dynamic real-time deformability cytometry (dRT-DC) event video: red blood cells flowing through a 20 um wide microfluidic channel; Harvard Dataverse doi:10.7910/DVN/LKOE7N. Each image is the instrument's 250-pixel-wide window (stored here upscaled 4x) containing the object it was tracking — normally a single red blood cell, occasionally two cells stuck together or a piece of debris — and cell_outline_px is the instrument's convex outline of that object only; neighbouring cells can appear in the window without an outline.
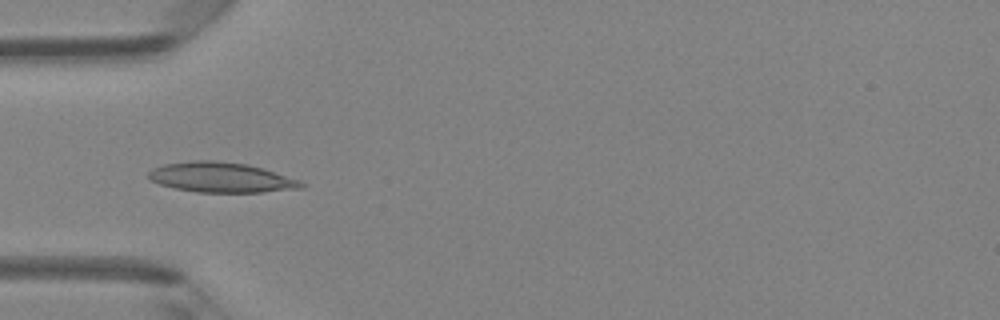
{"species": "Egyptian fruit bat (a non-hibernating species)", "species_latin": "Rousettus aegyptiacus", "temperature_condition": "room temperature", "stored_images_in_passage": 47, "camera_frame_rate_fps": 3000, "um_per_image_px": 0.085, "animal": {"sex": "female"}, "frame": {"image": 1, "passage_image": 15, "time_ms": 4.667, "image_size_px": [1000, 320], "cell_outline_px": [[308, 184], [304, 188], [264, 192], [196, 192], [176, 188], [160, 184], [152, 180], [148, 176], [148, 172], [152, 168], [164, 164], [192, 160], [212, 160], [248, 164], [300, 180]], "centroid_in_image_um": [18.83, 15.08], "position_along_channel_um": 66.2, "area_um2": 26.76}}
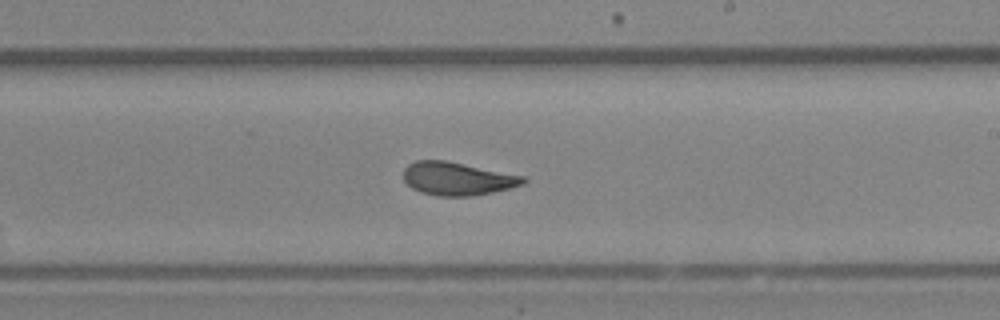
{"frame": {"image": 2, "passage_image": 28, "time_ms": 9.0, "image_size_px": [1000, 320], "cell_outline_px": [[528, 180], [524, 184], [492, 192], [472, 196], [436, 196], [420, 192], [412, 188], [404, 180], [404, 168], [408, 164], [416, 160], [448, 160], [524, 176]], "centroid_in_image_um": [38.87, 15.18], "position_along_channel_um": 250.1, "area_um2": 23.24}}
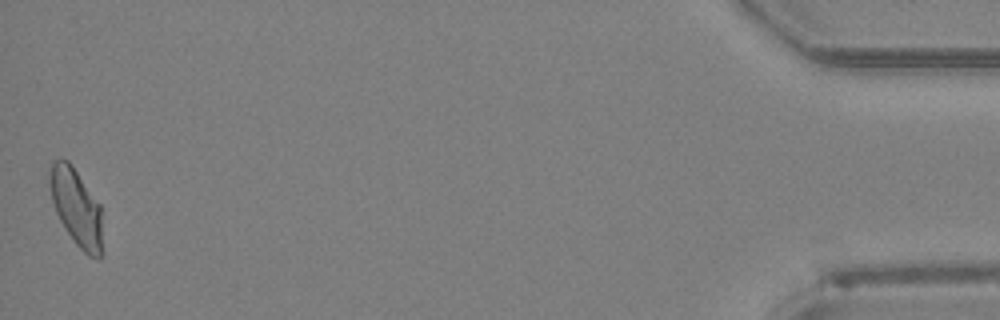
{"frame": {"image": 3, "passage_image": 47, "time_ms": 15.333, "image_size_px": [1000, 320], "cell_outline_px": [[100, 256], [88, 256], [76, 244], [60, 220], [56, 212], [52, 200], [48, 184], [48, 176], [52, 160], [68, 160], [72, 164], [100, 204]], "centroid_in_image_um": [6.43, 17.53], "position_along_channel_um": 428.8, "area_um2": 23.18}, "authors_computed_cell_mechanics": {"area_um2": 23.5824, "velocity_mm_per_s": 4.2597, "shape_relaxation_time_tau1_ms": 3.6468, "shape_relaxation_time_tau2_ms": 1.129, "deformation_change_tau1": 0.1392, "deformation_change_tau2": 0.0667}}